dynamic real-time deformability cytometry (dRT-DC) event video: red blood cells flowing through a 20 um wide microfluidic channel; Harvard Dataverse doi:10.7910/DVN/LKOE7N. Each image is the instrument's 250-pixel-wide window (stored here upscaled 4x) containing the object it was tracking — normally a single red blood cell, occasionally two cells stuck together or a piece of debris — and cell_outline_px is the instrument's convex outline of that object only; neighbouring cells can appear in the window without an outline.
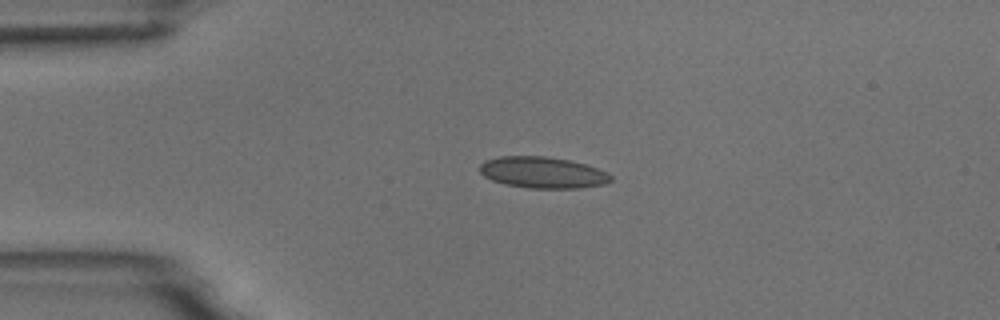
{"species": "common noctule bat (a hibernating species)", "species_latin": "Nyctalus noctula", "temperature_condition": "room temperature", "stored_images_in_passage": 42, "camera_frame_rate_fps": 3000, "um_per_image_px": 0.085, "animal": {"sex": "male", "body_mass_g": 18.8}, "frame": {"image": 1, "passage_image": 1, "time_ms": 0.0, "image_size_px": [1000, 320], "cell_outline_px": [[612, 180], [604, 184], [580, 188], [528, 188], [504, 184], [492, 180], [484, 176], [480, 172], [480, 164], [484, 160], [500, 156], [544, 156], [568, 160], [584, 164], [608, 172], [612, 176]], "centroid_in_image_um": [46.11, 14.66], "position_along_channel_um": 38.9, "area_um2": 23.93}}
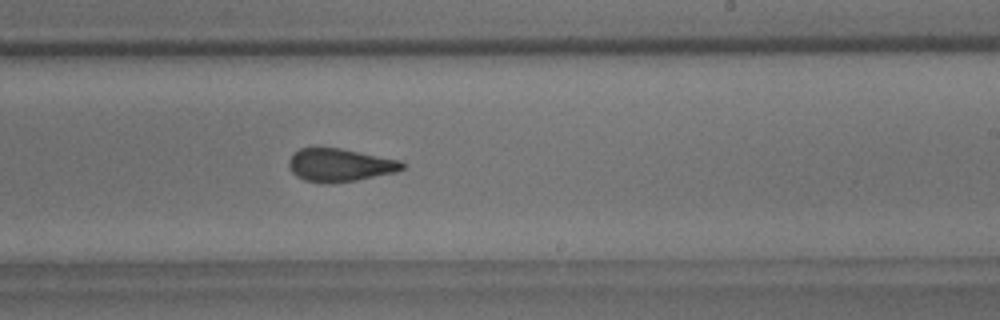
{"frame": {"image": 2, "passage_image": 21, "time_ms": 6.667, "image_size_px": [1000, 320], "cell_outline_px": [[404, 168], [396, 172], [356, 180], [328, 184], [324, 184], [304, 180], [296, 176], [292, 172], [288, 164], [288, 160], [292, 152], [300, 148], [340, 148], [400, 160], [404, 164]], "centroid_in_image_um": [28.84, 14.03], "position_along_channel_um": 260.2, "area_um2": 21.91}}
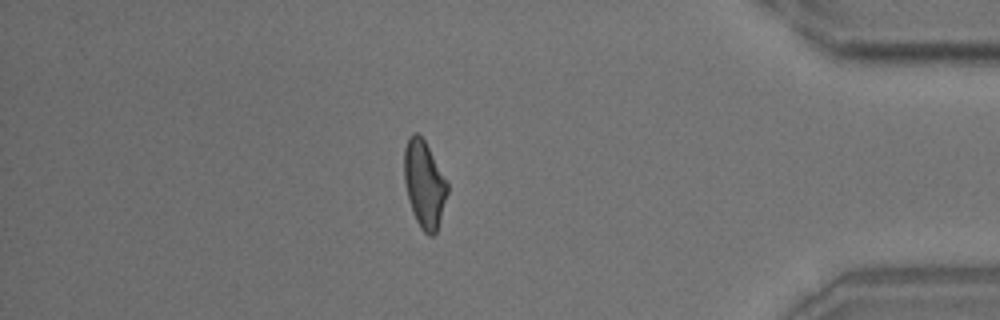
{"frame": {"image": 3, "passage_image": 35, "time_ms": 11.333, "image_size_px": [1000, 320], "cell_outline_px": [[448, 192], [436, 232], [432, 236], [428, 236], [420, 228], [412, 212], [408, 200], [404, 180], [404, 148], [408, 136], [412, 132], [416, 132], [424, 140], [448, 184]], "centroid_in_image_um": [36.03, 15.66], "position_along_channel_um": 399.2, "area_um2": 21.79}, "authors_computed_cell_mechanics": {"area_um2": 22.4842, "velocity_mm_per_s": 3.7413, "shape_relaxation_time_tau1_ms": 7.5227, "shape_relaxation_time_tau2_ms": 1.1523, "deformation_change_tau1": 0.1683, "deformation_change_tau2": 0.072}}